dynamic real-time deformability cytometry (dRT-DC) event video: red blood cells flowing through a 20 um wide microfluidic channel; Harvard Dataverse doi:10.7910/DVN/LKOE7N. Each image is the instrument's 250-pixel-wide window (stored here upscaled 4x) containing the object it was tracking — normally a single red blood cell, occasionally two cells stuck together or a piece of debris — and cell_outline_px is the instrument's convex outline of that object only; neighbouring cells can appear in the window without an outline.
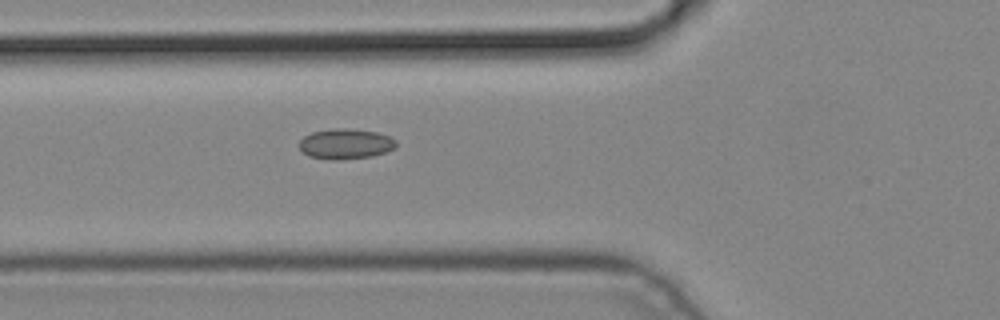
{"species": "common noctule bat (a hibernating species)", "species_latin": "Nyctalus noctula", "temperature_condition": "cold", "stored_images_in_passage": 5, "camera_frame_rate_fps": 3000, "um_per_image_px": 0.085, "animal": {"sex": "male", "body_mass_g": 19.2, "forearm_length_mm": 51.8}, "frame": {"image": 1, "passage_image": 5, "time_ms": 1.333, "image_size_px": [1000, 320], "cell_outline_px": [[396, 148], [372, 156], [340, 160], [332, 160], [308, 156], [300, 148], [300, 140], [304, 136], [312, 132], [332, 128], [348, 128], [376, 132], [388, 136], [396, 140]], "centroid_in_image_um": [29.37, 12.23], "position_along_channel_um": 96.4, "area_um2": 17.11}}